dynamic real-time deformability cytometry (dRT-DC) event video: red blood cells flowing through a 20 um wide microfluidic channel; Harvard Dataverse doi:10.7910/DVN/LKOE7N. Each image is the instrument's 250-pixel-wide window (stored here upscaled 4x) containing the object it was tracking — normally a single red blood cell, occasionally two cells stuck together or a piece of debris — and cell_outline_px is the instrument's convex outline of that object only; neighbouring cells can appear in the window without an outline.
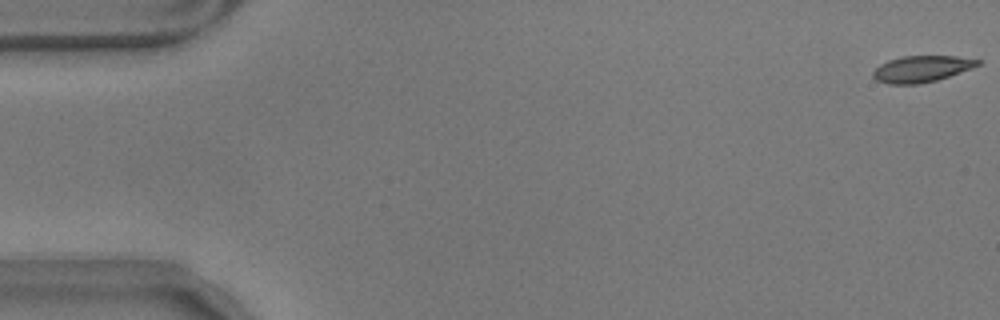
{"species": "common noctule bat (a hibernating species)", "species_latin": "Nyctalus noctula", "temperature_condition": "warm", "stored_images_in_passage": 13, "camera_frame_rate_fps": 3000, "um_per_image_px": 0.085, "animal": {"sex": "male", "body_mass_g": 17.9}, "frame": {"image": 1, "passage_image": 1, "time_ms": 0.0, "image_size_px": [1000, 320], "cell_outline_px": [[980, 64], [972, 68], [936, 80], [920, 84], [888, 84], [876, 80], [872, 76], [872, 72], [880, 64], [888, 60], [900, 56], [956, 56], [980, 60]], "centroid_in_image_um": [78.29, 5.85], "position_along_channel_um": 6.7, "area_um2": 16.07}}